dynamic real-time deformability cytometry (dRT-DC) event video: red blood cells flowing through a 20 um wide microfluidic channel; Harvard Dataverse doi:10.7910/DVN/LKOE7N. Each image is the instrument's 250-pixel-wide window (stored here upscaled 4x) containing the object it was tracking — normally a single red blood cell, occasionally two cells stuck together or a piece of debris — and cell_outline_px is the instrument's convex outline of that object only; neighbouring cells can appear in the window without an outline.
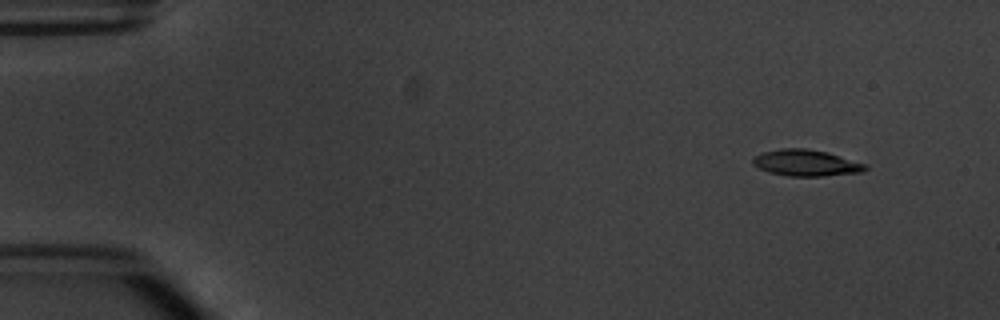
{"species": "common noctule bat (a hibernating species)", "species_latin": "Nyctalus noctula", "temperature_condition": "warm", "stored_images_in_passage": 4, "camera_frame_rate_fps": 3000, "um_per_image_px": 0.085, "animal": {"sex": "male", "body_mass_g": 20.1, "forearm_length_mm": 53.5}, "frame": {"image": 1, "passage_image": 1, "time_ms": 0.0, "image_size_px": [1000, 320], "cell_outline_px": [[868, 168], [860, 172], [824, 176], [788, 176], [768, 172], [752, 164], [752, 160], [756, 156], [764, 152], [780, 148], [804, 148], [828, 152], [868, 164]], "centroid_in_image_um": [68.54, 13.84], "position_along_channel_um": 16.5, "area_um2": 17.28}}
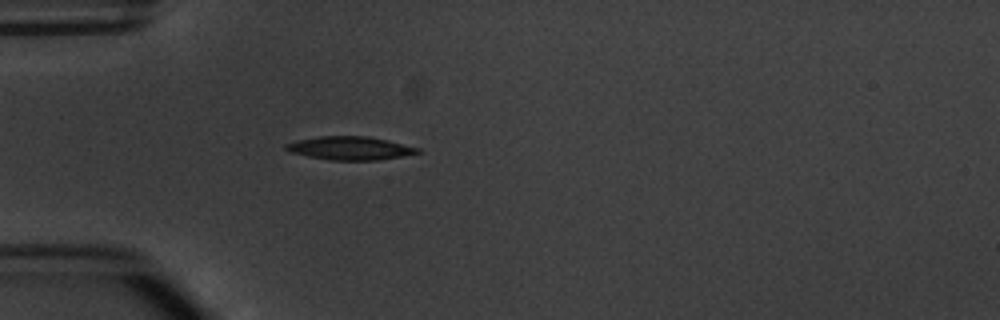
{"frame": {"image": 2, "passage_image": 4, "time_ms": 3.667, "image_size_px": [1000, 320], "cell_outline_px": [[420, 152], [400, 156], [376, 160], [332, 160], [308, 156], [292, 152], [284, 148], [284, 144], [296, 140], [320, 136], [368, 136], [388, 140], [420, 148]], "centroid_in_image_um": [29.73, 12.58], "position_along_channel_um": 55.3, "area_um2": 17.74}}